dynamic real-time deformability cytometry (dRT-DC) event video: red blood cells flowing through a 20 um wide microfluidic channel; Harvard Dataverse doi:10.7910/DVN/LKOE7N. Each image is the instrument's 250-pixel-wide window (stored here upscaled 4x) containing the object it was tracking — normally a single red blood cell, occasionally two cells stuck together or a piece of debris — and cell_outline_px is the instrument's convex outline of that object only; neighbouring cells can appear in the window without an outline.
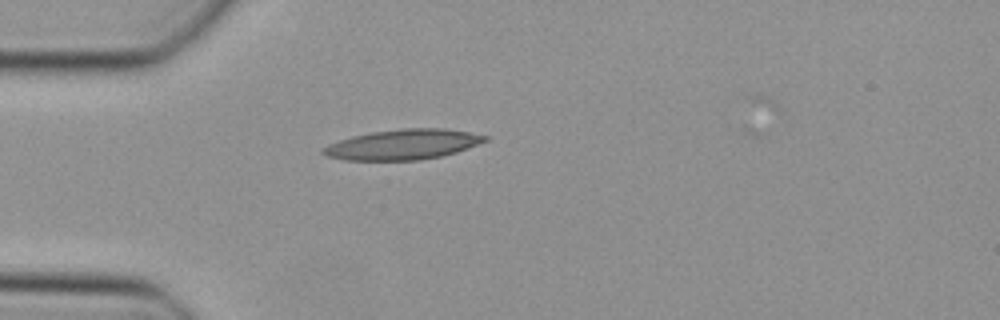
{"species": "Egyptian fruit bat (a non-hibernating species)", "species_latin": "Rousettus aegyptiacus", "temperature_condition": "cold", "stored_images_in_passage": 35, "camera_frame_rate_fps": 3000, "um_per_image_px": 0.085, "animal": {"sex": "female"}, "frame": {"image": 1, "passage_image": 1, "time_ms": 0.0, "image_size_px": [1000, 320], "cell_outline_px": [[488, 140], [456, 152], [440, 156], [420, 160], [344, 160], [328, 156], [320, 152], [320, 148], [328, 144], [352, 136], [372, 132], [400, 128], [444, 128], [468, 132], [488, 136]], "centroid_in_image_um": [34.22, 12.28], "position_along_channel_um": 50.8, "area_um2": 28.44}}
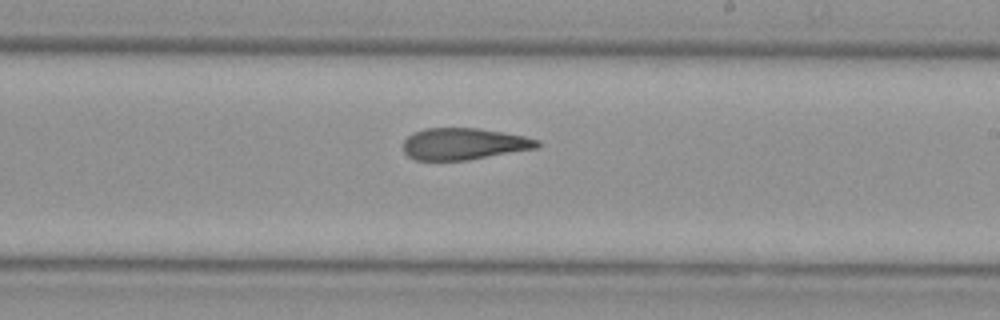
{"frame": {"image": 2, "passage_image": 16, "time_ms": 5.0, "image_size_px": [1000, 320], "cell_outline_px": [[540, 148], [468, 160], [416, 160], [408, 156], [404, 152], [404, 140], [412, 132], [424, 128], [476, 128], [524, 136], [540, 140]], "centroid_in_image_um": [39.44, 12.23], "position_along_channel_um": 249.6, "area_um2": 24.85}}
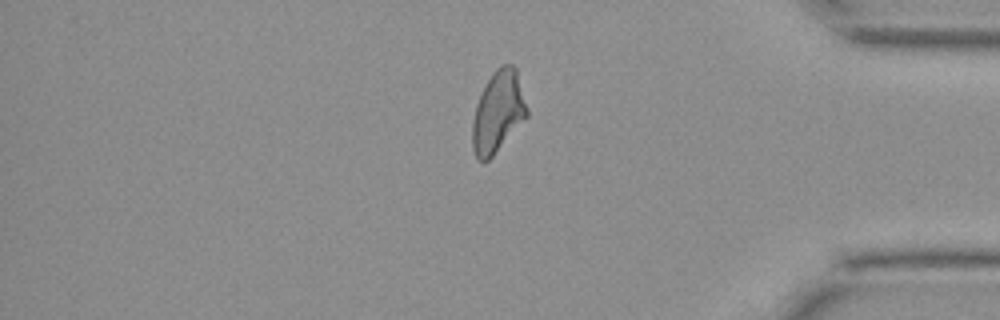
{"frame": {"image": 3, "passage_image": 28, "time_ms": 9.0, "image_size_px": [1000, 320], "cell_outline_px": [[528, 116], [492, 156], [484, 164], [476, 156], [472, 148], [472, 120], [476, 104], [492, 72], [500, 64], [512, 64], [516, 68], [528, 108]], "centroid_in_image_um": [42.33, 9.5], "position_along_channel_um": 392.9, "area_um2": 25.84}}